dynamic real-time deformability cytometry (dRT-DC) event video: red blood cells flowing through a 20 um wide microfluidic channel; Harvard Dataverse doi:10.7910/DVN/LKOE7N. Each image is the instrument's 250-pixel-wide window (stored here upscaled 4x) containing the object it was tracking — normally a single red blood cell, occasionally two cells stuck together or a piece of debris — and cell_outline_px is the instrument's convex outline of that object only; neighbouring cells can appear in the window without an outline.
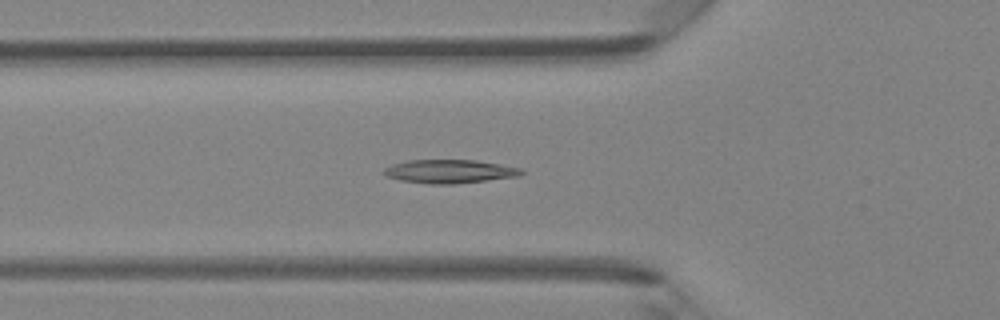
{"species": "Egyptian fruit bat (a non-hibernating species)", "species_latin": "Rousettus aegyptiacus", "temperature_condition": "room temperature", "stored_images_in_passage": 40, "camera_frame_rate_fps": 3000, "um_per_image_px": 0.085, "animal": {"sex": "female"}, "frame": {"image": 1, "passage_image": 13, "time_ms": 4.0, "image_size_px": [1000, 320], "cell_outline_px": [[524, 172], [520, 176], [452, 184], [432, 184], [400, 180], [388, 176], [380, 172], [384, 168], [392, 164], [408, 160], [476, 160], [500, 164], [520, 168]], "centroid_in_image_um": [38.19, 14.56], "position_along_channel_um": 87.6, "area_um2": 18.79}}
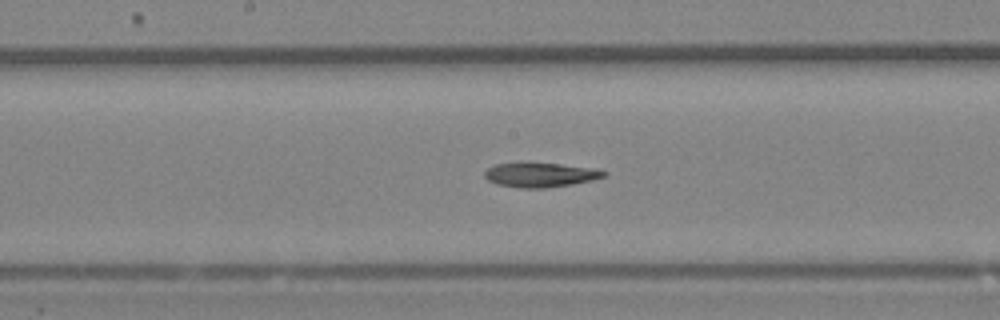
{"frame": {"image": 2, "passage_image": 21, "time_ms": 6.667, "image_size_px": [1000, 320], "cell_outline_px": [[608, 172], [604, 176], [592, 180], [572, 184], [544, 188], [520, 188], [496, 184], [488, 180], [484, 176], [484, 172], [488, 168], [496, 164], [560, 164], [596, 168]], "centroid_in_image_um": [45.95, 14.88], "position_along_channel_um": 202.3, "area_um2": 16.65}}
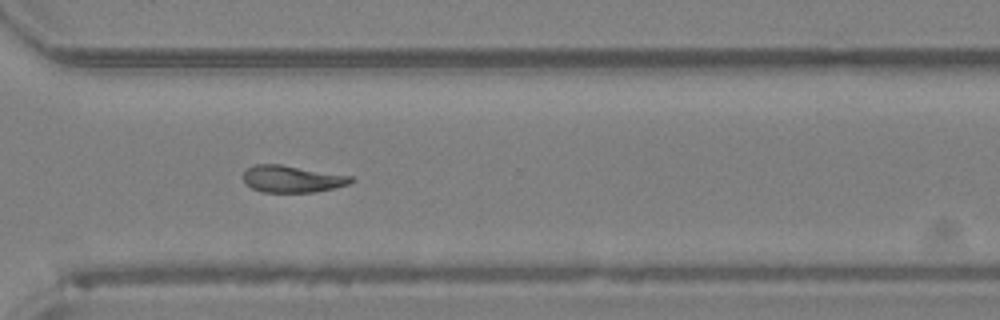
{"frame": {"image": 3, "passage_image": 31, "time_ms": 10.0, "image_size_px": [1000, 320], "cell_outline_px": [[356, 180], [348, 184], [336, 188], [316, 192], [260, 192], [244, 184], [244, 172], [248, 168], [256, 164], [280, 164], [352, 176]], "centroid_in_image_um": [24.84, 15.22], "position_along_channel_um": 345.8, "area_um2": 16.99}}